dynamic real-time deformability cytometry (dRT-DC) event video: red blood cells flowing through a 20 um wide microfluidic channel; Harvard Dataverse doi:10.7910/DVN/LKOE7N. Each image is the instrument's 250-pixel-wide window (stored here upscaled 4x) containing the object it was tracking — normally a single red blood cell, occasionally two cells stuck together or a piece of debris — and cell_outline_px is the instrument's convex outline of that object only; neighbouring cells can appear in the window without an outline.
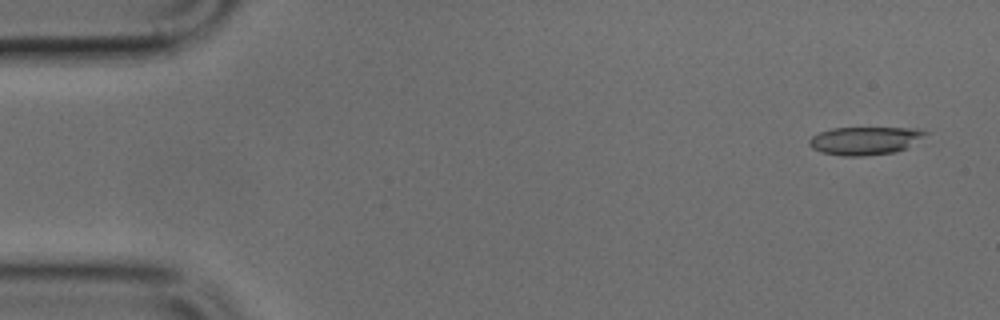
{"species": "common noctule bat (a hibernating species)", "species_latin": "Nyctalus noctula", "temperature_condition": "cold", "stored_images_in_passage": 49, "camera_frame_rate_fps": 3000, "um_per_image_px": 0.085, "animal": {"sex": "male", "body_mass_g": 17.9, "forearm_length_mm": 54.2}, "frame": {"image": 1, "passage_image": 3, "time_ms": 0.667, "image_size_px": [1000, 320], "cell_outline_px": [[928, 132], [904, 148], [896, 152], [864, 156], [844, 156], [820, 152], [812, 148], [808, 144], [808, 140], [812, 136], [820, 132], [832, 128], [916, 128]], "centroid_in_image_um": [73.43, 11.96], "position_along_channel_um": 11.6, "area_um2": 18.73}}
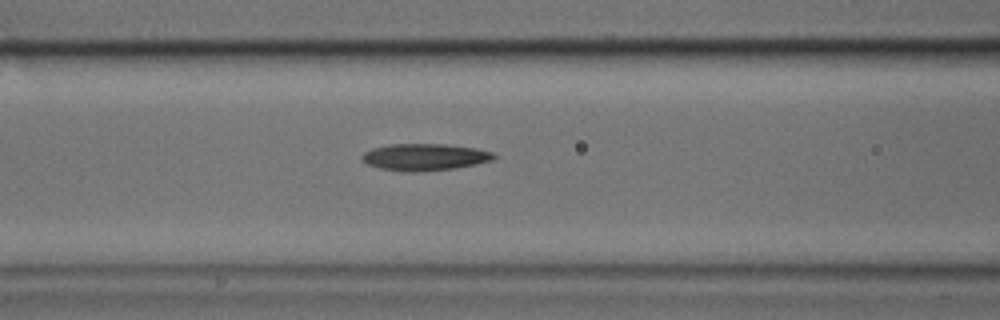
{"frame": {"image": 2, "passage_image": 20, "time_ms": 6.333, "image_size_px": [1000, 320], "cell_outline_px": [[496, 156], [492, 160], [476, 164], [456, 168], [416, 172], [404, 172], [380, 168], [368, 164], [360, 160], [360, 156], [364, 152], [372, 148], [392, 144], [444, 144], [476, 148], [492, 152]], "centroid_in_image_um": [36.07, 13.35], "position_along_channel_um": 130.5, "area_um2": 20.69}}
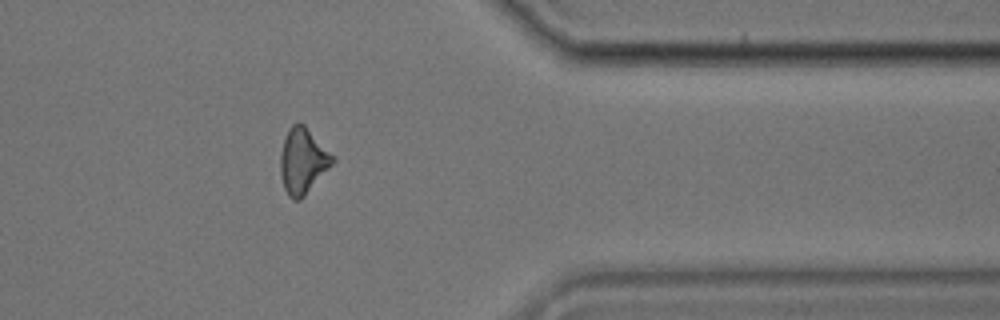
{"frame": {"image": 3, "passage_image": 40, "time_ms": 13.0, "image_size_px": [1000, 320], "cell_outline_px": [[336, 160], [304, 196], [300, 200], [292, 200], [288, 196], [284, 188], [280, 176], [280, 156], [284, 140], [288, 128], [292, 124], [304, 124]], "centroid_in_image_um": [25.71, 13.71], "position_along_channel_um": 385.7, "area_um2": 19.59}}